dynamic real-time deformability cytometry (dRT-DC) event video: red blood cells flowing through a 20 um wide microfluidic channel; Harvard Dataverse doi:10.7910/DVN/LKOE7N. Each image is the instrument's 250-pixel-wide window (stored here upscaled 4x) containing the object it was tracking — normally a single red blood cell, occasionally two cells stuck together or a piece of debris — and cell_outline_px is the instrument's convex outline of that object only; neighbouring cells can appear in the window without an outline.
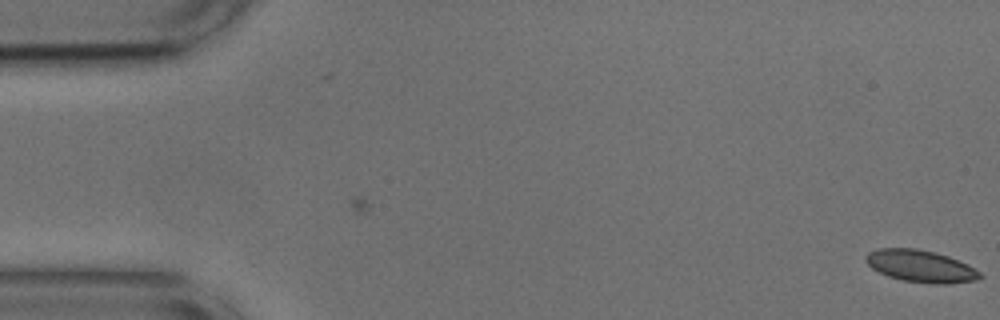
{"species": "common noctule bat (a hibernating species)", "species_latin": "Nyctalus noctula", "temperature_condition": "cold", "stored_images_in_passage": 5, "camera_frame_rate_fps": 3000, "um_per_image_px": 0.085, "animal": {"sex": "male", "body_mass_g": 17.9, "forearm_length_mm": 54.2}, "frame": {"image": 1, "passage_image": 5, "time_ms": 1.333, "image_size_px": [1000, 320], "cell_outline_px": [[984, 276], [976, 280], [944, 284], [936, 284], [904, 280], [888, 276], [872, 268], [864, 260], [864, 256], [868, 252], [876, 248], [916, 248], [936, 252], [948, 256], [968, 264], [980, 272]], "centroid_in_image_um": [78.25, 22.6], "position_along_channel_um": 6.8, "area_um2": 21.39}}